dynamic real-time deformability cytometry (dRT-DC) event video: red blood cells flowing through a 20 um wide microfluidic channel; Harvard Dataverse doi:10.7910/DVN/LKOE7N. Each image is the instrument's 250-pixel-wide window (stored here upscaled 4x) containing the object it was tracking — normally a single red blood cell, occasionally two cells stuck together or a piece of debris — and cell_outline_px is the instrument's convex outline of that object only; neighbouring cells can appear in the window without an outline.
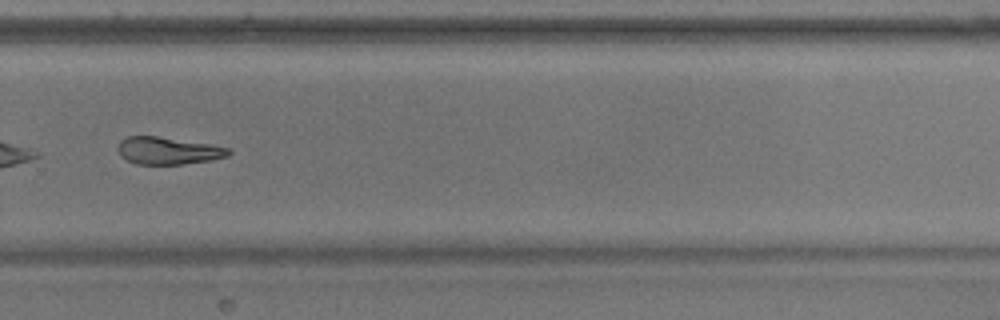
{"species": "common noctule bat (a hibernating species)", "species_latin": "Nyctalus noctula", "temperature_condition": "warm", "stored_images_in_passage": 35, "camera_frame_rate_fps": 3000, "um_per_image_px": 0.085, "animal": {"sex": "male", "body_mass_g": 17.9}, "frame": {"image": 1, "passage_image": 25, "time_ms": 8.0, "image_size_px": [1000, 320], "cell_outline_px": [[232, 152], [228, 156], [212, 160], [184, 164], [136, 164], [120, 156], [116, 148], [120, 140], [128, 136], [156, 136], [208, 144], [232, 148]], "centroid_in_image_um": [14.28, 12.81], "position_along_channel_um": 315.5, "area_um2": 17.69}, "authors_computed_cell_mechanics": {"area_um2": 18.6116, "velocity_mm_per_s": 3.8027, "shape_relaxation_time_tau1_ms": 3.9202, "shape_relaxation_time_tau2_ms": 4.4303, "deformation_change_tau1": 0.1893, "deformation_change_tau2": 0.1588}}